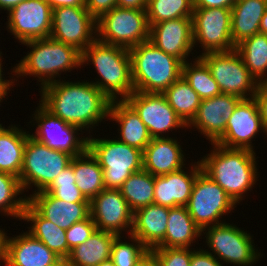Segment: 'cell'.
<instances>
[{"label": "cell", "mask_w": 267, "mask_h": 266, "mask_svg": "<svg viewBox=\"0 0 267 266\" xmlns=\"http://www.w3.org/2000/svg\"><path fill=\"white\" fill-rule=\"evenodd\" d=\"M63 201L70 203H90L76 186L73 172V158L70 165L65 168L45 190Z\"/></svg>", "instance_id": "obj_39"}, {"label": "cell", "mask_w": 267, "mask_h": 266, "mask_svg": "<svg viewBox=\"0 0 267 266\" xmlns=\"http://www.w3.org/2000/svg\"><path fill=\"white\" fill-rule=\"evenodd\" d=\"M192 28L194 48L200 44L204 51L201 55L232 51L236 47L231 35L230 8H194Z\"/></svg>", "instance_id": "obj_13"}, {"label": "cell", "mask_w": 267, "mask_h": 266, "mask_svg": "<svg viewBox=\"0 0 267 266\" xmlns=\"http://www.w3.org/2000/svg\"><path fill=\"white\" fill-rule=\"evenodd\" d=\"M123 237L124 235L117 236L114 239L111 248V260L115 266H136L148 249L132 235H129L128 241H125ZM122 238L124 239L123 241Z\"/></svg>", "instance_id": "obj_40"}, {"label": "cell", "mask_w": 267, "mask_h": 266, "mask_svg": "<svg viewBox=\"0 0 267 266\" xmlns=\"http://www.w3.org/2000/svg\"><path fill=\"white\" fill-rule=\"evenodd\" d=\"M97 266H115V265L113 264V261L111 259H108L106 261L101 262Z\"/></svg>", "instance_id": "obj_54"}, {"label": "cell", "mask_w": 267, "mask_h": 266, "mask_svg": "<svg viewBox=\"0 0 267 266\" xmlns=\"http://www.w3.org/2000/svg\"><path fill=\"white\" fill-rule=\"evenodd\" d=\"M73 172L76 186L87 200L91 201L105 189L103 169L88 149L73 157Z\"/></svg>", "instance_id": "obj_32"}, {"label": "cell", "mask_w": 267, "mask_h": 266, "mask_svg": "<svg viewBox=\"0 0 267 266\" xmlns=\"http://www.w3.org/2000/svg\"><path fill=\"white\" fill-rule=\"evenodd\" d=\"M254 98L258 102L265 135H267V81L259 82Z\"/></svg>", "instance_id": "obj_45"}, {"label": "cell", "mask_w": 267, "mask_h": 266, "mask_svg": "<svg viewBox=\"0 0 267 266\" xmlns=\"http://www.w3.org/2000/svg\"><path fill=\"white\" fill-rule=\"evenodd\" d=\"M178 139L171 137L152 138L143 150V170L153 176H162L181 170L186 158Z\"/></svg>", "instance_id": "obj_24"}, {"label": "cell", "mask_w": 267, "mask_h": 266, "mask_svg": "<svg viewBox=\"0 0 267 266\" xmlns=\"http://www.w3.org/2000/svg\"><path fill=\"white\" fill-rule=\"evenodd\" d=\"M235 50L258 82L267 81V35L254 34L239 43Z\"/></svg>", "instance_id": "obj_33"}, {"label": "cell", "mask_w": 267, "mask_h": 266, "mask_svg": "<svg viewBox=\"0 0 267 266\" xmlns=\"http://www.w3.org/2000/svg\"><path fill=\"white\" fill-rule=\"evenodd\" d=\"M2 52L0 51V91L6 96L7 98V94L10 93V89L11 87L15 85V81L17 82V80L15 79H5V77H3L5 74H3V60L4 58H2L3 56L1 55ZM9 91V92H8Z\"/></svg>", "instance_id": "obj_47"}, {"label": "cell", "mask_w": 267, "mask_h": 266, "mask_svg": "<svg viewBox=\"0 0 267 266\" xmlns=\"http://www.w3.org/2000/svg\"><path fill=\"white\" fill-rule=\"evenodd\" d=\"M185 169L162 176H155L154 204L174 208L186 207L198 173L202 170L199 160L192 162L189 172Z\"/></svg>", "instance_id": "obj_22"}, {"label": "cell", "mask_w": 267, "mask_h": 266, "mask_svg": "<svg viewBox=\"0 0 267 266\" xmlns=\"http://www.w3.org/2000/svg\"><path fill=\"white\" fill-rule=\"evenodd\" d=\"M242 99L235 95L223 94L203 99L197 113L187 128H196L206 140L215 143L223 134L227 121Z\"/></svg>", "instance_id": "obj_20"}, {"label": "cell", "mask_w": 267, "mask_h": 266, "mask_svg": "<svg viewBox=\"0 0 267 266\" xmlns=\"http://www.w3.org/2000/svg\"><path fill=\"white\" fill-rule=\"evenodd\" d=\"M90 216L97 230L122 236L130 235L133 225V211L120 189H104L90 201Z\"/></svg>", "instance_id": "obj_17"}, {"label": "cell", "mask_w": 267, "mask_h": 266, "mask_svg": "<svg viewBox=\"0 0 267 266\" xmlns=\"http://www.w3.org/2000/svg\"><path fill=\"white\" fill-rule=\"evenodd\" d=\"M18 177L0 172V213L21 220L28 202ZM19 196V197H18Z\"/></svg>", "instance_id": "obj_37"}, {"label": "cell", "mask_w": 267, "mask_h": 266, "mask_svg": "<svg viewBox=\"0 0 267 266\" xmlns=\"http://www.w3.org/2000/svg\"><path fill=\"white\" fill-rule=\"evenodd\" d=\"M72 158L71 155L53 150L29 135L24 147L19 177L23 191L26 192L33 186L35 187L33 194L46 190L70 165Z\"/></svg>", "instance_id": "obj_7"}, {"label": "cell", "mask_w": 267, "mask_h": 266, "mask_svg": "<svg viewBox=\"0 0 267 266\" xmlns=\"http://www.w3.org/2000/svg\"><path fill=\"white\" fill-rule=\"evenodd\" d=\"M39 90L40 102L50 112L88 134L103 119L108 121L111 100L92 82L60 79Z\"/></svg>", "instance_id": "obj_1"}, {"label": "cell", "mask_w": 267, "mask_h": 266, "mask_svg": "<svg viewBox=\"0 0 267 266\" xmlns=\"http://www.w3.org/2000/svg\"><path fill=\"white\" fill-rule=\"evenodd\" d=\"M33 119L28 123H36L35 133L30 134L37 141L45 144L53 150H59L72 157L84 153L88 148V137L79 136L83 132L80 128L64 122L50 112L40 101ZM34 115V116H33ZM83 137V138H82Z\"/></svg>", "instance_id": "obj_12"}, {"label": "cell", "mask_w": 267, "mask_h": 266, "mask_svg": "<svg viewBox=\"0 0 267 266\" xmlns=\"http://www.w3.org/2000/svg\"><path fill=\"white\" fill-rule=\"evenodd\" d=\"M85 7L98 20L103 14L117 7V0H85Z\"/></svg>", "instance_id": "obj_44"}, {"label": "cell", "mask_w": 267, "mask_h": 266, "mask_svg": "<svg viewBox=\"0 0 267 266\" xmlns=\"http://www.w3.org/2000/svg\"><path fill=\"white\" fill-rule=\"evenodd\" d=\"M54 266H68V263L66 260L61 259L57 264H55Z\"/></svg>", "instance_id": "obj_55"}, {"label": "cell", "mask_w": 267, "mask_h": 266, "mask_svg": "<svg viewBox=\"0 0 267 266\" xmlns=\"http://www.w3.org/2000/svg\"><path fill=\"white\" fill-rule=\"evenodd\" d=\"M81 62L82 65L93 64L101 80L90 82L111 101L125 100L134 92L129 49L96 38L82 52Z\"/></svg>", "instance_id": "obj_4"}, {"label": "cell", "mask_w": 267, "mask_h": 266, "mask_svg": "<svg viewBox=\"0 0 267 266\" xmlns=\"http://www.w3.org/2000/svg\"><path fill=\"white\" fill-rule=\"evenodd\" d=\"M134 91L163 93L182 76V62L146 41L129 49Z\"/></svg>", "instance_id": "obj_5"}, {"label": "cell", "mask_w": 267, "mask_h": 266, "mask_svg": "<svg viewBox=\"0 0 267 266\" xmlns=\"http://www.w3.org/2000/svg\"><path fill=\"white\" fill-rule=\"evenodd\" d=\"M212 150L200 159L202 171L214 180L237 205L258 181L255 151L226 148L211 143Z\"/></svg>", "instance_id": "obj_2"}, {"label": "cell", "mask_w": 267, "mask_h": 266, "mask_svg": "<svg viewBox=\"0 0 267 266\" xmlns=\"http://www.w3.org/2000/svg\"><path fill=\"white\" fill-rule=\"evenodd\" d=\"M261 130L265 133L258 102L255 98L242 99L227 121L224 134L215 143L226 148L255 151L252 139Z\"/></svg>", "instance_id": "obj_18"}, {"label": "cell", "mask_w": 267, "mask_h": 266, "mask_svg": "<svg viewBox=\"0 0 267 266\" xmlns=\"http://www.w3.org/2000/svg\"><path fill=\"white\" fill-rule=\"evenodd\" d=\"M21 220L30 222L27 232L44 243L58 257L64 260L69 257L66 230L45 219L29 202L25 206Z\"/></svg>", "instance_id": "obj_27"}, {"label": "cell", "mask_w": 267, "mask_h": 266, "mask_svg": "<svg viewBox=\"0 0 267 266\" xmlns=\"http://www.w3.org/2000/svg\"><path fill=\"white\" fill-rule=\"evenodd\" d=\"M23 0H0V10H6L8 13L11 9H13L16 5L21 3Z\"/></svg>", "instance_id": "obj_51"}, {"label": "cell", "mask_w": 267, "mask_h": 266, "mask_svg": "<svg viewBox=\"0 0 267 266\" xmlns=\"http://www.w3.org/2000/svg\"><path fill=\"white\" fill-rule=\"evenodd\" d=\"M0 127V172L20 177L26 140L31 132L16 125Z\"/></svg>", "instance_id": "obj_30"}, {"label": "cell", "mask_w": 267, "mask_h": 266, "mask_svg": "<svg viewBox=\"0 0 267 266\" xmlns=\"http://www.w3.org/2000/svg\"><path fill=\"white\" fill-rule=\"evenodd\" d=\"M51 8L69 7V6H85V0H47Z\"/></svg>", "instance_id": "obj_49"}, {"label": "cell", "mask_w": 267, "mask_h": 266, "mask_svg": "<svg viewBox=\"0 0 267 266\" xmlns=\"http://www.w3.org/2000/svg\"><path fill=\"white\" fill-rule=\"evenodd\" d=\"M23 45L30 48V52L22 57L10 74L19 79L21 76H34L38 80L40 89L44 86L57 82L62 72L66 73L75 68L82 67V53L76 48L50 37L45 39L29 40Z\"/></svg>", "instance_id": "obj_3"}, {"label": "cell", "mask_w": 267, "mask_h": 266, "mask_svg": "<svg viewBox=\"0 0 267 266\" xmlns=\"http://www.w3.org/2000/svg\"><path fill=\"white\" fill-rule=\"evenodd\" d=\"M149 41L165 53L174 56L182 63L190 53L193 55L192 17H182L149 24Z\"/></svg>", "instance_id": "obj_19"}, {"label": "cell", "mask_w": 267, "mask_h": 266, "mask_svg": "<svg viewBox=\"0 0 267 266\" xmlns=\"http://www.w3.org/2000/svg\"><path fill=\"white\" fill-rule=\"evenodd\" d=\"M169 207L150 204L133 212L130 235L136 237L148 250L157 247L165 238Z\"/></svg>", "instance_id": "obj_25"}, {"label": "cell", "mask_w": 267, "mask_h": 266, "mask_svg": "<svg viewBox=\"0 0 267 266\" xmlns=\"http://www.w3.org/2000/svg\"><path fill=\"white\" fill-rule=\"evenodd\" d=\"M148 0H117V7L147 9Z\"/></svg>", "instance_id": "obj_48"}, {"label": "cell", "mask_w": 267, "mask_h": 266, "mask_svg": "<svg viewBox=\"0 0 267 266\" xmlns=\"http://www.w3.org/2000/svg\"><path fill=\"white\" fill-rule=\"evenodd\" d=\"M164 240L155 248H190L202 236L186 207L169 208ZM192 243V244H191Z\"/></svg>", "instance_id": "obj_29"}, {"label": "cell", "mask_w": 267, "mask_h": 266, "mask_svg": "<svg viewBox=\"0 0 267 266\" xmlns=\"http://www.w3.org/2000/svg\"><path fill=\"white\" fill-rule=\"evenodd\" d=\"M237 0H193L194 8H232Z\"/></svg>", "instance_id": "obj_46"}, {"label": "cell", "mask_w": 267, "mask_h": 266, "mask_svg": "<svg viewBox=\"0 0 267 266\" xmlns=\"http://www.w3.org/2000/svg\"><path fill=\"white\" fill-rule=\"evenodd\" d=\"M154 180L155 176L142 169L133 173L121 186L122 196L133 212L154 203Z\"/></svg>", "instance_id": "obj_35"}, {"label": "cell", "mask_w": 267, "mask_h": 266, "mask_svg": "<svg viewBox=\"0 0 267 266\" xmlns=\"http://www.w3.org/2000/svg\"><path fill=\"white\" fill-rule=\"evenodd\" d=\"M203 234L208 249L210 248L209 253L223 264L252 266L263 255L255 248L253 236L233 223L208 226L202 230V236Z\"/></svg>", "instance_id": "obj_9"}, {"label": "cell", "mask_w": 267, "mask_h": 266, "mask_svg": "<svg viewBox=\"0 0 267 266\" xmlns=\"http://www.w3.org/2000/svg\"><path fill=\"white\" fill-rule=\"evenodd\" d=\"M146 9L114 7L97 20V39L131 49L149 41Z\"/></svg>", "instance_id": "obj_8"}, {"label": "cell", "mask_w": 267, "mask_h": 266, "mask_svg": "<svg viewBox=\"0 0 267 266\" xmlns=\"http://www.w3.org/2000/svg\"><path fill=\"white\" fill-rule=\"evenodd\" d=\"M148 24L182 17H192L193 0H148Z\"/></svg>", "instance_id": "obj_38"}, {"label": "cell", "mask_w": 267, "mask_h": 266, "mask_svg": "<svg viewBox=\"0 0 267 266\" xmlns=\"http://www.w3.org/2000/svg\"><path fill=\"white\" fill-rule=\"evenodd\" d=\"M125 101L136 111L152 138L169 137V130L187 127L162 93L134 91Z\"/></svg>", "instance_id": "obj_16"}, {"label": "cell", "mask_w": 267, "mask_h": 266, "mask_svg": "<svg viewBox=\"0 0 267 266\" xmlns=\"http://www.w3.org/2000/svg\"><path fill=\"white\" fill-rule=\"evenodd\" d=\"M96 230V225L91 216L83 221L74 223L66 230V239L69 247V255L72 249L84 243Z\"/></svg>", "instance_id": "obj_42"}, {"label": "cell", "mask_w": 267, "mask_h": 266, "mask_svg": "<svg viewBox=\"0 0 267 266\" xmlns=\"http://www.w3.org/2000/svg\"><path fill=\"white\" fill-rule=\"evenodd\" d=\"M116 237L113 233L96 229L84 243L71 250L66 259L68 266H97L111 259V248Z\"/></svg>", "instance_id": "obj_31"}, {"label": "cell", "mask_w": 267, "mask_h": 266, "mask_svg": "<svg viewBox=\"0 0 267 266\" xmlns=\"http://www.w3.org/2000/svg\"><path fill=\"white\" fill-rule=\"evenodd\" d=\"M266 0H237L231 8V35L235 46L260 33Z\"/></svg>", "instance_id": "obj_28"}, {"label": "cell", "mask_w": 267, "mask_h": 266, "mask_svg": "<svg viewBox=\"0 0 267 266\" xmlns=\"http://www.w3.org/2000/svg\"><path fill=\"white\" fill-rule=\"evenodd\" d=\"M49 37L82 53L97 38V20L85 6L54 8Z\"/></svg>", "instance_id": "obj_14"}, {"label": "cell", "mask_w": 267, "mask_h": 266, "mask_svg": "<svg viewBox=\"0 0 267 266\" xmlns=\"http://www.w3.org/2000/svg\"><path fill=\"white\" fill-rule=\"evenodd\" d=\"M159 266H190V248H153Z\"/></svg>", "instance_id": "obj_41"}, {"label": "cell", "mask_w": 267, "mask_h": 266, "mask_svg": "<svg viewBox=\"0 0 267 266\" xmlns=\"http://www.w3.org/2000/svg\"><path fill=\"white\" fill-rule=\"evenodd\" d=\"M193 249V251H192ZM208 249L204 250L203 248H191V262L190 266H223L214 255L210 254Z\"/></svg>", "instance_id": "obj_43"}, {"label": "cell", "mask_w": 267, "mask_h": 266, "mask_svg": "<svg viewBox=\"0 0 267 266\" xmlns=\"http://www.w3.org/2000/svg\"><path fill=\"white\" fill-rule=\"evenodd\" d=\"M5 229L0 228V263L3 262Z\"/></svg>", "instance_id": "obj_52"}, {"label": "cell", "mask_w": 267, "mask_h": 266, "mask_svg": "<svg viewBox=\"0 0 267 266\" xmlns=\"http://www.w3.org/2000/svg\"><path fill=\"white\" fill-rule=\"evenodd\" d=\"M235 207L236 204L227 193L201 170L196 176L186 205L190 216L201 231L208 226L225 223L221 218Z\"/></svg>", "instance_id": "obj_11"}, {"label": "cell", "mask_w": 267, "mask_h": 266, "mask_svg": "<svg viewBox=\"0 0 267 266\" xmlns=\"http://www.w3.org/2000/svg\"><path fill=\"white\" fill-rule=\"evenodd\" d=\"M8 32L19 43L45 39L52 29V8L47 0H23L8 12Z\"/></svg>", "instance_id": "obj_15"}, {"label": "cell", "mask_w": 267, "mask_h": 266, "mask_svg": "<svg viewBox=\"0 0 267 266\" xmlns=\"http://www.w3.org/2000/svg\"><path fill=\"white\" fill-rule=\"evenodd\" d=\"M136 266H159V264L155 254L151 250H148L137 262Z\"/></svg>", "instance_id": "obj_50"}, {"label": "cell", "mask_w": 267, "mask_h": 266, "mask_svg": "<svg viewBox=\"0 0 267 266\" xmlns=\"http://www.w3.org/2000/svg\"><path fill=\"white\" fill-rule=\"evenodd\" d=\"M16 236V237H15ZM4 236V266H54L61 258L30 233Z\"/></svg>", "instance_id": "obj_21"}, {"label": "cell", "mask_w": 267, "mask_h": 266, "mask_svg": "<svg viewBox=\"0 0 267 266\" xmlns=\"http://www.w3.org/2000/svg\"><path fill=\"white\" fill-rule=\"evenodd\" d=\"M180 119L188 125L195 117L202 99L182 78L175 81L162 93Z\"/></svg>", "instance_id": "obj_34"}, {"label": "cell", "mask_w": 267, "mask_h": 266, "mask_svg": "<svg viewBox=\"0 0 267 266\" xmlns=\"http://www.w3.org/2000/svg\"><path fill=\"white\" fill-rule=\"evenodd\" d=\"M197 57L206 63L221 93L235 95L241 99L255 97L259 82L249 72L235 49Z\"/></svg>", "instance_id": "obj_10"}, {"label": "cell", "mask_w": 267, "mask_h": 266, "mask_svg": "<svg viewBox=\"0 0 267 266\" xmlns=\"http://www.w3.org/2000/svg\"><path fill=\"white\" fill-rule=\"evenodd\" d=\"M103 169L105 189H120L133 174L143 169V151L116 138L88 135V148Z\"/></svg>", "instance_id": "obj_6"}, {"label": "cell", "mask_w": 267, "mask_h": 266, "mask_svg": "<svg viewBox=\"0 0 267 266\" xmlns=\"http://www.w3.org/2000/svg\"><path fill=\"white\" fill-rule=\"evenodd\" d=\"M260 33L267 35V8H266V10L264 12V15H263L262 19H261Z\"/></svg>", "instance_id": "obj_53"}, {"label": "cell", "mask_w": 267, "mask_h": 266, "mask_svg": "<svg viewBox=\"0 0 267 266\" xmlns=\"http://www.w3.org/2000/svg\"><path fill=\"white\" fill-rule=\"evenodd\" d=\"M28 202L47 220L67 230L90 216V203H70L45 190L27 196Z\"/></svg>", "instance_id": "obj_23"}, {"label": "cell", "mask_w": 267, "mask_h": 266, "mask_svg": "<svg viewBox=\"0 0 267 266\" xmlns=\"http://www.w3.org/2000/svg\"><path fill=\"white\" fill-rule=\"evenodd\" d=\"M3 100H5V95L0 91V103L3 102Z\"/></svg>", "instance_id": "obj_56"}, {"label": "cell", "mask_w": 267, "mask_h": 266, "mask_svg": "<svg viewBox=\"0 0 267 266\" xmlns=\"http://www.w3.org/2000/svg\"><path fill=\"white\" fill-rule=\"evenodd\" d=\"M193 60H195L193 63L186 61L182 64V78L202 100L220 95L218 84L206 63L200 57Z\"/></svg>", "instance_id": "obj_36"}, {"label": "cell", "mask_w": 267, "mask_h": 266, "mask_svg": "<svg viewBox=\"0 0 267 266\" xmlns=\"http://www.w3.org/2000/svg\"><path fill=\"white\" fill-rule=\"evenodd\" d=\"M108 120L119 124L117 140L122 143L143 151L152 139L146 125L125 100L111 101Z\"/></svg>", "instance_id": "obj_26"}]
</instances>
